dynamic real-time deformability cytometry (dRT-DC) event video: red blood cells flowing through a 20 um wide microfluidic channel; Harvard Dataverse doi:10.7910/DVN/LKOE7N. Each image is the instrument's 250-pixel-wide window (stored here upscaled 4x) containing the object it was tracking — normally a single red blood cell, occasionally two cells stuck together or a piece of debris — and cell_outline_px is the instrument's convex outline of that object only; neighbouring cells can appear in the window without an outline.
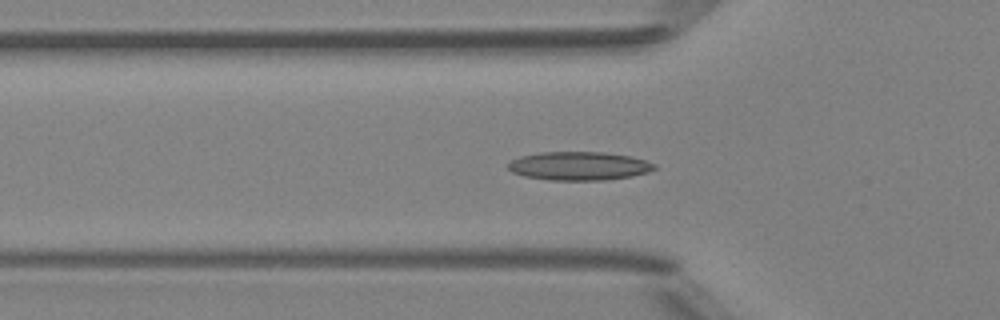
{"species": "Egyptian fruit bat (a non-hibernating species)", "species_latin": "Rousettus aegyptiacus", "temperature_condition": "room temperature", "stored_images_in_passage": 41, "camera_frame_rate_fps": 3000, "um_per_image_px": 0.085, "animal": {"sex": "female"}, "frame": {"image": 1, "passage_image": 8, "time_ms": 2.333, "image_size_px": [1000, 320], "cell_outline_px": [[656, 168], [648, 172], [632, 176], [604, 180], [548, 180], [524, 176], [512, 172], [508, 168], [508, 164], [512, 160], [520, 156], [540, 152], [604, 152], [632, 156], [656, 164]], "centroid_in_image_um": [49.22, 14.1], "position_along_channel_um": 76.6, "area_um2": 24.39}}
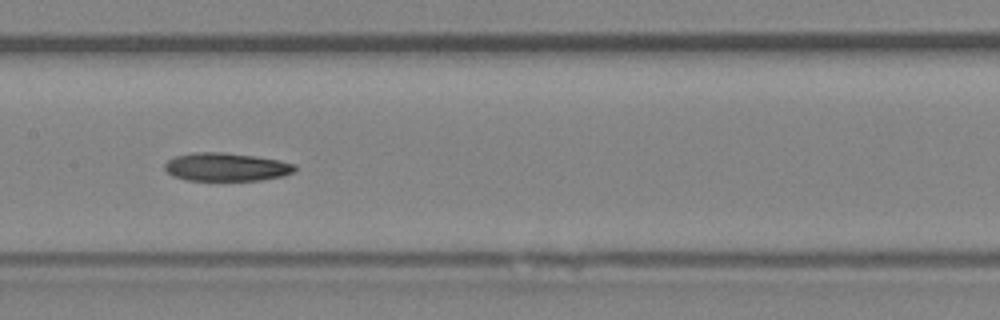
{"frame": {"image": 2, "passage_image": 16, "time_ms": 5.0, "image_size_px": [1000, 320], "cell_outline_px": [[296, 168], [292, 172], [284, 176], [260, 180], [184, 180], [172, 176], [164, 168], [164, 164], [168, 160], [176, 156], [192, 152], [224, 152], [256, 156], [280, 160], [296, 164]], "centroid_in_image_um": [19.23, 14.19], "position_along_channel_um": 188.2, "area_um2": 21.56}}
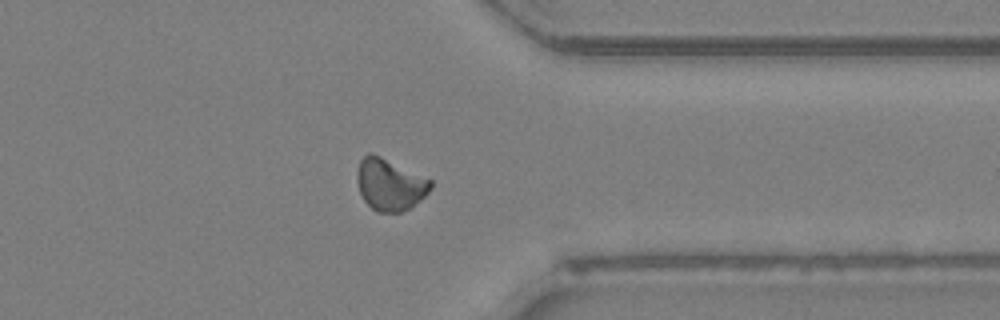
{"frame": {"image": 3, "passage_image": 30, "time_ms": 9.667, "image_size_px": [1000, 320], "cell_outline_px": [[432, 188], [420, 200], [408, 208], [400, 212], [376, 212], [364, 200], [360, 192], [356, 180], [356, 172], [360, 160], [368, 152], [372, 152], [432, 180]], "centroid_in_image_um": [33.11, 15.67], "position_along_channel_um": 378.3, "area_um2": 22.14}}